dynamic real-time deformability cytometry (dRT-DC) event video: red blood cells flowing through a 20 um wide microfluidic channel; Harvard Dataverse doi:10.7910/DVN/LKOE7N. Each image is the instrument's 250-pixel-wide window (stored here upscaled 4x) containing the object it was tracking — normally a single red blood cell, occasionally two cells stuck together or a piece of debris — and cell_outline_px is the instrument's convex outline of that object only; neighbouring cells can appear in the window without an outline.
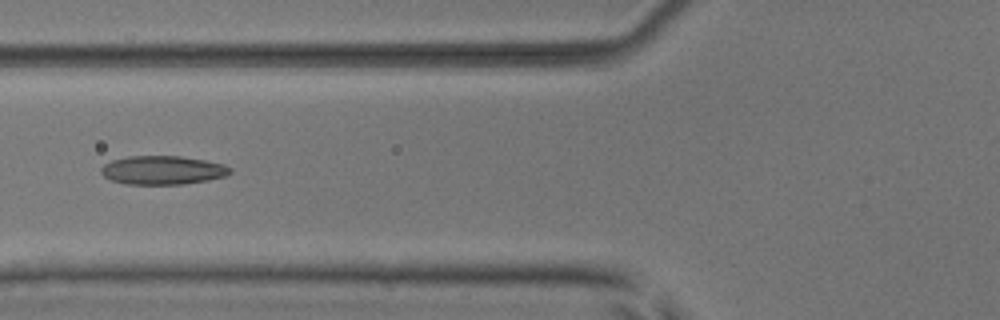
{"species": "common noctule bat (a hibernating species)", "species_latin": "Nyctalus noctula", "temperature_condition": "room temperature", "stored_images_in_passage": 6, "camera_frame_rate_fps": 3000, "um_per_image_px": 0.085, "animal": {"sex": "male", "body_mass_g": 17.9, "forearm_length_mm": 54.2}, "frame": {"image": 1, "passage_image": 6, "time_ms": 6.333, "image_size_px": [1000, 320], "cell_outline_px": [[232, 172], [224, 176], [208, 180], [184, 184], [124, 184], [112, 180], [104, 176], [100, 172], [100, 168], [104, 164], [112, 160], [128, 156], [180, 156], [204, 160], [224, 164], [232, 168]], "centroid_in_image_um": [13.82, 14.46], "position_along_channel_um": 112.0, "area_um2": 21.62}}